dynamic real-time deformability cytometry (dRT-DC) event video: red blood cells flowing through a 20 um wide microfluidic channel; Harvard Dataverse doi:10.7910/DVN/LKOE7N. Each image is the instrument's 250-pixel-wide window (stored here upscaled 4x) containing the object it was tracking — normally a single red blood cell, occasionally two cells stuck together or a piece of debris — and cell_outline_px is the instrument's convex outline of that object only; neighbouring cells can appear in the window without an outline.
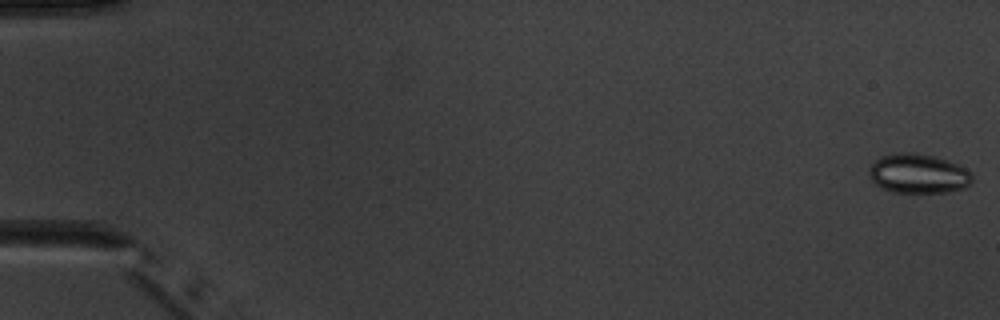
{"species": "common noctule bat (a hibernating species)", "species_latin": "Nyctalus noctula", "temperature_condition": "warm", "stored_images_in_passage": 5, "camera_frame_rate_fps": 3000, "um_per_image_px": 0.085, "animal": {"sex": "male", "body_mass_g": 20.1, "forearm_length_mm": 53.5}, "frame": {"image": 1, "passage_image": 1, "time_ms": 0.0, "image_size_px": [1000, 320], "cell_outline_px": [[972, 180], [964, 188], [944, 192], [892, 192], [880, 188], [872, 180], [868, 172], [872, 164], [880, 156], [892, 152], [916, 152], [936, 156], [960, 164], [972, 172]], "centroid_in_image_um": [78.05, 14.73], "position_along_channel_um": 6.9, "area_um2": 24.04}}